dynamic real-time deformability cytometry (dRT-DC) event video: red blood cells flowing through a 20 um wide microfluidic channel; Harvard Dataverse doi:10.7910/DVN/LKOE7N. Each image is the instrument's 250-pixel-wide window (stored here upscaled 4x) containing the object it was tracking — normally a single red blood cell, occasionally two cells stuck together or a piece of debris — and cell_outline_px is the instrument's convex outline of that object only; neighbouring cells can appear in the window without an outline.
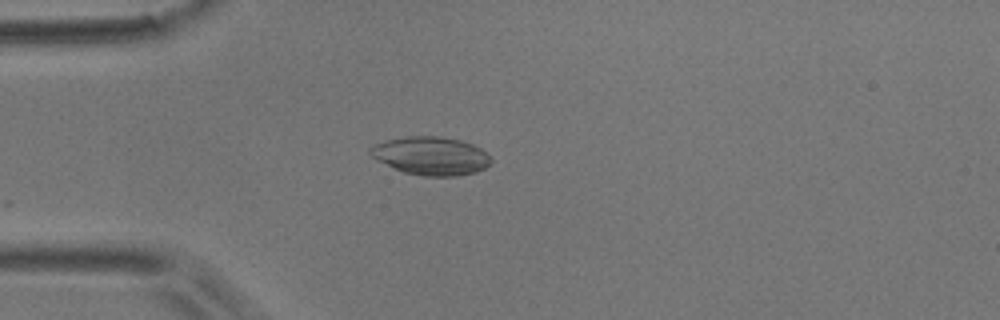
{"species": "common noctule bat (a hibernating species)", "species_latin": "Nyctalus noctula", "temperature_condition": "room temperature", "stored_images_in_passage": 20, "camera_frame_rate_fps": 3000, "um_per_image_px": 0.085, "animal": {"sex": "male", "body_mass_g": 17.9}, "frame": {"image": 1, "passage_image": 2, "time_ms": 0.333, "image_size_px": [1000, 320], "cell_outline_px": [[492, 160], [484, 168], [476, 172], [456, 176], [424, 176], [404, 172], [376, 160], [368, 152], [368, 148], [384, 140], [404, 136], [440, 136], [460, 140], [472, 144], [480, 148]], "centroid_in_image_um": [36.59, 13.24], "position_along_channel_um": 48.4, "area_um2": 26.88}}
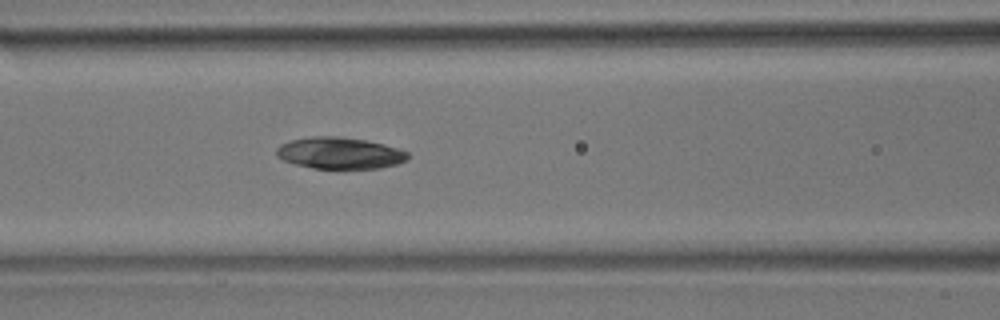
{"frame": {"image": 2, "passage_image": 10, "time_ms": 3.0, "image_size_px": [1000, 320], "cell_outline_px": [[408, 160], [396, 164], [380, 168], [312, 168], [296, 164], [284, 160], [276, 156], [276, 148], [280, 144], [292, 140], [312, 136], [340, 136], [364, 140], [384, 144], [408, 152]], "centroid_in_image_um": [28.86, 13.01], "position_along_channel_um": 137.7, "area_um2": 24.04}}
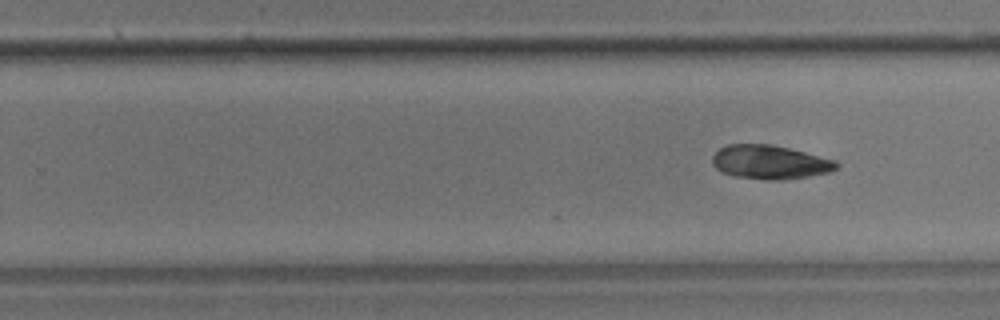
{"frame": {"image": 3, "passage_image": 20, "time_ms": 6.333, "image_size_px": [1000, 320], "cell_outline_px": [[840, 164], [832, 172], [808, 176], [780, 180], [764, 180], [732, 176], [720, 172], [712, 164], [712, 156], [720, 148], [728, 144], [772, 144], [836, 160]], "centroid_in_image_um": [65.42, 13.79], "position_along_channel_um": 264.4, "area_um2": 24.68}}